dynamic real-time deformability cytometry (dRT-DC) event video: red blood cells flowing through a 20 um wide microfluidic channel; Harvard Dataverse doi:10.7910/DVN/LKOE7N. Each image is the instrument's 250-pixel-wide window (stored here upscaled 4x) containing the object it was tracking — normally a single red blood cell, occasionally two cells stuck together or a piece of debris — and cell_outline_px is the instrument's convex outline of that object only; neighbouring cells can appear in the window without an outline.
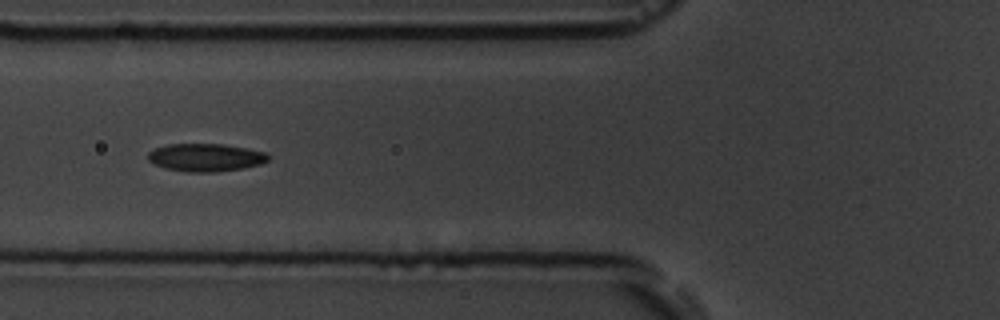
{"species": "common noctule bat (a hibernating species)", "species_latin": "Nyctalus noctula", "temperature_condition": "room temperature", "stored_images_in_passage": 8, "camera_frame_rate_fps": 3000, "um_per_image_px": 0.085, "animal": {"sex": "male", "body_mass_g": 19.5, "forearm_length_mm": 54.6}, "frame": {"image": 1, "passage_image": 7, "time_ms": 7.0, "image_size_px": [1000, 320], "cell_outline_px": [[268, 160], [260, 164], [244, 168], [212, 172], [188, 172], [164, 168], [148, 160], [148, 152], [156, 148], [168, 144], [224, 144], [268, 152]], "centroid_in_image_um": [17.49, 13.38], "position_along_channel_um": 108.3, "area_um2": 19.48}}
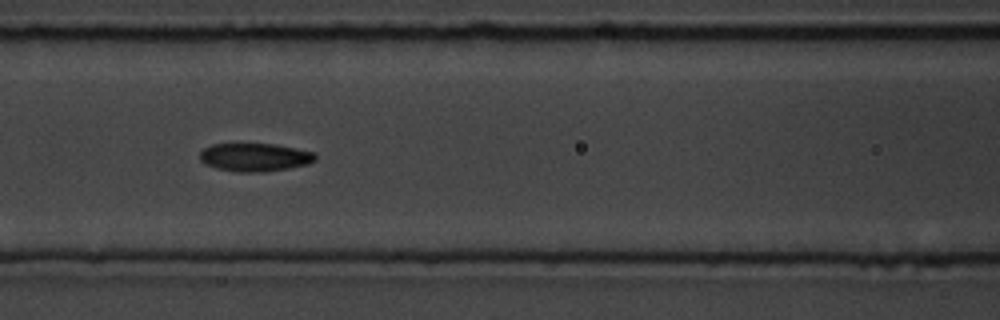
{"frame": {"image": 2, "passage_image": 8, "time_ms": 8.0, "image_size_px": [1000, 320], "cell_outline_px": [[316, 160], [308, 164], [288, 168], [264, 172], [236, 172], [216, 168], [200, 160], [200, 152], [204, 148], [212, 144], [272, 144], [296, 148], [316, 152]], "centroid_in_image_um": [21.69, 13.37], "position_along_channel_um": 144.9, "area_um2": 18.96}}